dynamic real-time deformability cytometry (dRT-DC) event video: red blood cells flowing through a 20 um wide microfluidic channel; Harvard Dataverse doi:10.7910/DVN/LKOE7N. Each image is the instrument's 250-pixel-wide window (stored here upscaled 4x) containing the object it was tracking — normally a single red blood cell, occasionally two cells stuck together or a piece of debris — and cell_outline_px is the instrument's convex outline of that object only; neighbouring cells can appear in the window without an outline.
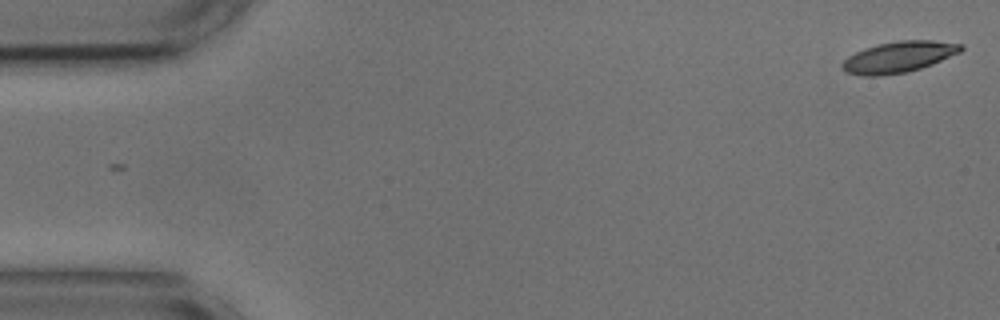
{"species": "common noctule bat (a hibernating species)", "species_latin": "Nyctalus noctula", "temperature_condition": "cold", "stored_images_in_passage": 14, "camera_frame_rate_fps": 3000, "um_per_image_px": 0.085, "animal": {"sex": "male", "body_mass_g": 17.9, "forearm_length_mm": 54.2}, "frame": {"image": 1, "passage_image": 1, "time_ms": 0.0, "image_size_px": [1000, 320], "cell_outline_px": [[964, 48], [960, 52], [932, 64], [908, 72], [876, 76], [864, 76], [848, 72], [840, 68], [840, 64], [848, 56], [864, 48], [896, 40], [932, 40], [964, 44]], "centroid_in_image_um": [76.39, 4.84], "position_along_channel_um": 8.6, "area_um2": 21.5}}